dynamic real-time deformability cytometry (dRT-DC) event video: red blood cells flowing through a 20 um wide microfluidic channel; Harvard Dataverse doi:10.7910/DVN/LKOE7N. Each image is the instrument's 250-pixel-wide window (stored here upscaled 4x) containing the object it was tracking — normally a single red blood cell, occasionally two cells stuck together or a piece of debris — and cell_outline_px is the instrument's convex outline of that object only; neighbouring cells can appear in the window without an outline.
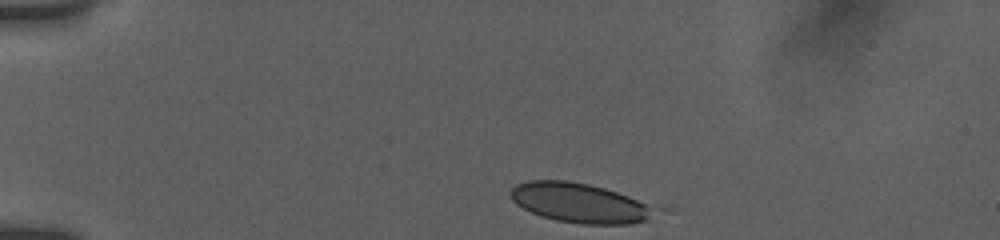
{"species": "human", "species_latin": "Homo sapiens", "temperature_condition": "room temperature", "stored_images_in_passage": 43, "camera_frame_rate_fps": 3000, "um_per_image_px": 0.085, "donor": {"sex": "female"}, "frame": {"image": 1, "passage_image": 1, "time_ms": 0.0, "image_size_px": [1000, 240], "cell_outline_px": [[672, 208], [648, 220], [628, 224], [580, 224], [556, 220], [540, 216], [516, 204], [512, 200], [508, 192], [516, 184], [528, 180], [568, 180], [588, 184], [604, 188], [664, 204]], "centroid_in_image_um": [49.56, 17.25], "position_along_channel_um": 35.4, "area_um2": 35.14}}
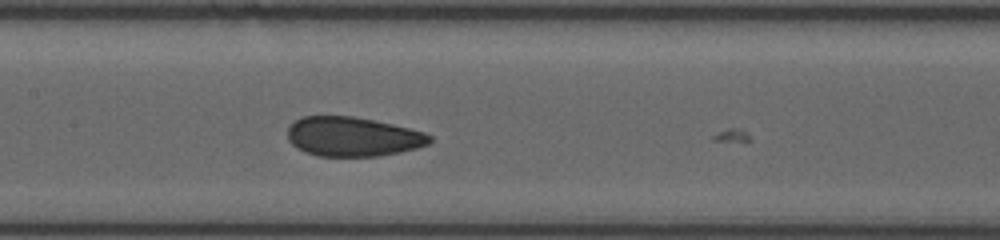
{"frame": {"image": 2, "passage_image": 17, "time_ms": 5.333, "image_size_px": [1000, 240], "cell_outline_px": [[432, 140], [428, 144], [416, 148], [400, 152], [380, 156], [316, 156], [304, 152], [296, 148], [288, 140], [288, 128], [296, 120], [304, 116], [352, 116], [392, 124], [424, 132], [432, 136]], "centroid_in_image_um": [29.97, 11.63], "position_along_channel_um": 177.4, "area_um2": 32.6}}
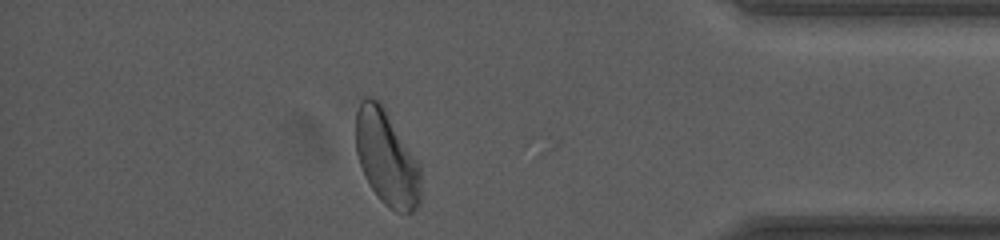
{"frame": {"image": 3, "passage_image": 37, "time_ms": 12.0, "image_size_px": [1000, 240], "cell_outline_px": [[420, 204], [412, 212], [396, 212], [384, 204], [380, 200], [364, 176], [356, 152], [356, 112], [360, 100], [364, 96], [372, 96], [384, 108], [420, 164]], "centroid_in_image_um": [32.85, 13.43], "position_along_channel_um": 402.3, "area_um2": 35.95}, "authors_computed_cell_mechanics": {"area_um2": 33.6974, "velocity_mm_per_s": 3.8246, "shape_relaxation_time_tau1_ms": 5.1536, "shape_relaxation_time_tau2_ms": 1.0109, "deformation_change_tau1": 0.1131, "deformation_change_tau2": 0.055}}